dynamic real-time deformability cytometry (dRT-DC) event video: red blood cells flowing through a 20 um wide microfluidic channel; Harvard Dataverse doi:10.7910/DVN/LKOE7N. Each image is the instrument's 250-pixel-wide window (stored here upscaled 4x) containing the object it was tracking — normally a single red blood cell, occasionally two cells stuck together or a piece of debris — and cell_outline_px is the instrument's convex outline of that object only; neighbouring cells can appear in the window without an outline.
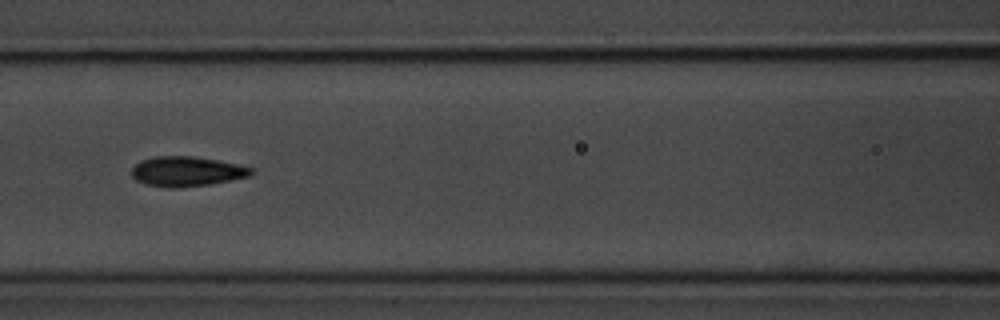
{"species": "common noctule bat (a hibernating species)", "species_latin": "Nyctalus noctula", "temperature_condition": "room temperature", "stored_images_in_passage": 21, "camera_frame_rate_fps": 3000, "um_per_image_px": 0.085, "animal": {"sex": "male", "body_mass_g": 20.1, "forearm_length_mm": 53.5}, "frame": {"image": 1, "passage_image": 10, "time_ms": 3.0, "image_size_px": [1000, 320], "cell_outline_px": [[256, 172], [248, 176], [208, 184], [176, 188], [168, 188], [144, 184], [136, 180], [132, 176], [132, 168], [140, 160], [156, 156], [196, 156], [240, 164], [256, 168]], "centroid_in_image_um": [15.89, 14.56], "position_along_channel_um": 150.7, "area_um2": 20.98}}